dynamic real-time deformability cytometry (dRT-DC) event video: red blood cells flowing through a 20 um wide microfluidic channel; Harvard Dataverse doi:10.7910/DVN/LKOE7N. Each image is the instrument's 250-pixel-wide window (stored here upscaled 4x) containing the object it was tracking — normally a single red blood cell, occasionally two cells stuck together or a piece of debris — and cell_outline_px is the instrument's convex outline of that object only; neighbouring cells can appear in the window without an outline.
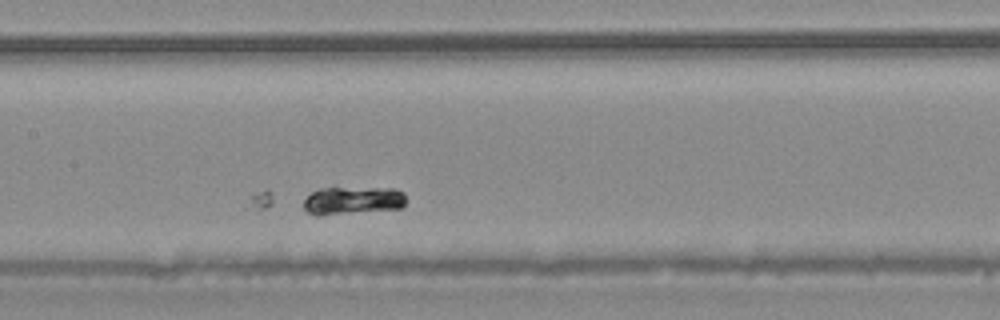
{"species": "common noctule bat (a hibernating species)", "species_latin": "Nyctalus noctula", "temperature_condition": "warm", "stored_images_in_passage": 41, "camera_frame_rate_fps": 3000, "um_per_image_px": 0.085, "animal": {"sex": "male", "body_mass_g": 20.4}, "frame": {"image": 1, "passage_image": 19, "time_ms": 6.0, "image_size_px": [1000, 320], "cell_outline_px": [[404, 204], [400, 208], [320, 216], [316, 216], [308, 212], [304, 208], [304, 200], [312, 192], [320, 188], [396, 188], [404, 192]], "centroid_in_image_um": [29.96, 17.04], "position_along_channel_um": 177.4, "area_um2": 16.65}}
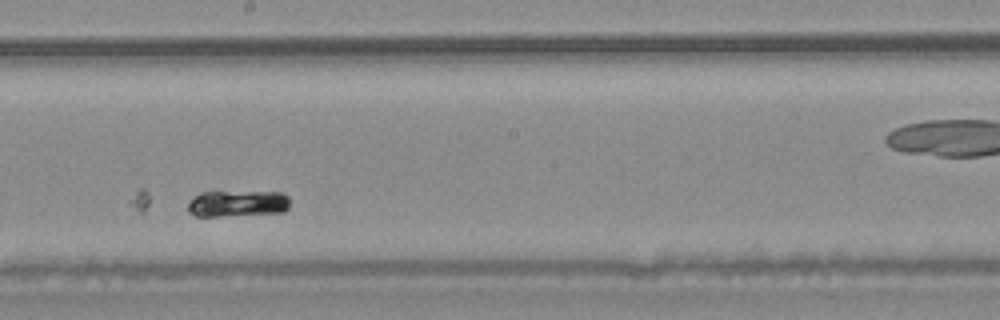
{"frame": {"image": 2, "passage_image": 23, "time_ms": 7.333, "image_size_px": [1000, 320], "cell_outline_px": [[288, 208], [284, 212], [220, 216], [192, 216], [188, 212], [188, 204], [200, 192], [280, 192], [288, 196]], "centroid_in_image_um": [20.18, 17.3], "position_along_channel_um": 228.0, "area_um2": 15.55}}